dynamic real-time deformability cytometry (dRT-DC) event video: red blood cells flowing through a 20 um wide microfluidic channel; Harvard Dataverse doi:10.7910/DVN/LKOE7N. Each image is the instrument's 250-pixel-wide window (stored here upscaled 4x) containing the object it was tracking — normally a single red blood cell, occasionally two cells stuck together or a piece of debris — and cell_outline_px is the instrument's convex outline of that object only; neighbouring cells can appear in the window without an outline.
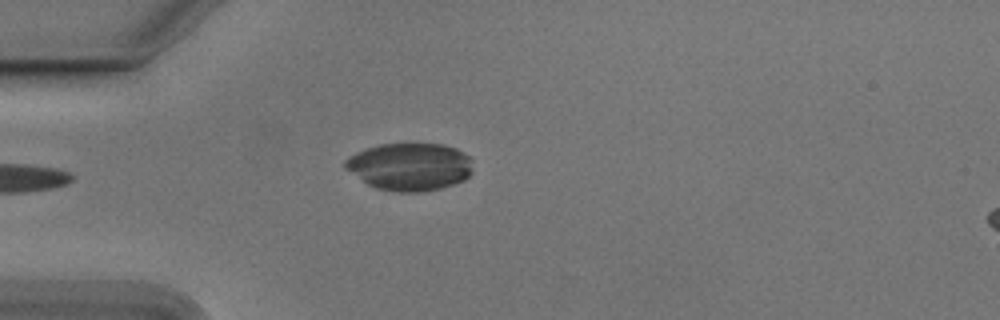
{"species": "Egyptian fruit bat (a non-hibernating species)", "species_latin": "Rousettus aegyptiacus", "temperature_condition": "cold", "stored_images_in_passage": 26, "camera_frame_rate_fps": 3000, "um_per_image_px": 0.085, "animal": {"sex": "male"}, "frame": {"image": 1, "passage_image": 1, "time_ms": 0.0, "image_size_px": [1000, 320], "cell_outline_px": [[472, 172], [464, 180], [440, 188], [420, 192], [396, 192], [376, 188], [368, 184], [344, 168], [344, 160], [348, 156], [356, 152], [380, 144], [444, 144], [456, 148], [468, 156], [472, 160]], "centroid_in_image_um": [34.82, 14.17], "position_along_channel_um": 50.2, "area_um2": 35.43}}